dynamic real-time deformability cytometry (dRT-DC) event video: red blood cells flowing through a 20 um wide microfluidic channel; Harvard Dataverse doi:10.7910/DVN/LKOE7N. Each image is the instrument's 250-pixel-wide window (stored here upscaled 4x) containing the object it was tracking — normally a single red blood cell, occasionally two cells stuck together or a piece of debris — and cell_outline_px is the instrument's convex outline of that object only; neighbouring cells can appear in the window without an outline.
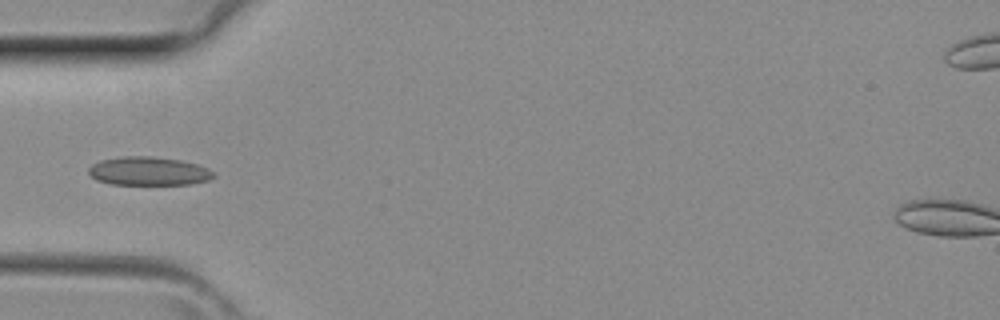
{"species": "common noctule bat (a hibernating species)", "species_latin": "Nyctalus noctula", "temperature_condition": "room temperature", "stored_images_in_passage": 2, "camera_frame_rate_fps": 3000, "um_per_image_px": 0.085, "animal": {"sex": "female", "body_mass_g": 29.2, "forearm_length_mm": 56.3}, "frame": {"image": 1, "passage_image": 2, "time_ms": 0.333, "image_size_px": [1000, 320], "cell_outline_px": [[216, 176], [208, 180], [192, 184], [112, 184], [96, 180], [88, 172], [88, 168], [92, 164], [100, 160], [124, 156], [152, 156], [180, 160], [196, 164], [208, 168], [216, 172]], "centroid_in_image_um": [12.65, 14.54], "position_along_channel_um": 72.3, "area_um2": 20.87}}